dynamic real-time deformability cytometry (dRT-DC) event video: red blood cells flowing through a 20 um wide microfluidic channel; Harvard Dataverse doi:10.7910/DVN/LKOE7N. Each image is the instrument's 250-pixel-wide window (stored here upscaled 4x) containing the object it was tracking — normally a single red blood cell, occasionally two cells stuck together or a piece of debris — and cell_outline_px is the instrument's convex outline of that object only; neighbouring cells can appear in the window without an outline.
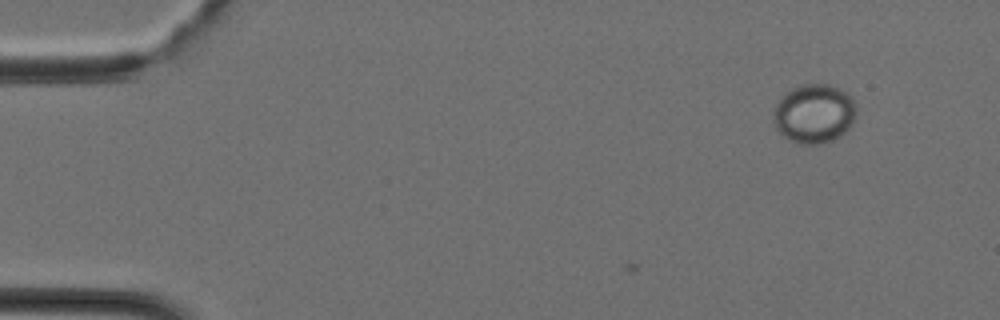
{"species": "Egyptian fruit bat (a non-hibernating species)", "species_latin": "Rousettus aegyptiacus", "temperature_condition": "cold", "stored_images_in_passage": 37, "camera_frame_rate_fps": 3000, "um_per_image_px": 0.085, "animal": {"sex": "female"}, "frame": {"image": 1, "passage_image": 1, "time_ms": 0.0, "image_size_px": [1000, 320], "cell_outline_px": [[856, 120], [844, 132], [832, 140], [816, 144], [800, 144], [784, 136], [776, 128], [772, 120], [776, 104], [792, 88], [804, 84], [828, 84], [840, 88], [848, 92], [852, 96], [856, 108]], "centroid_in_image_um": [69.23, 9.64], "position_along_channel_um": 15.8, "area_um2": 28.5}}
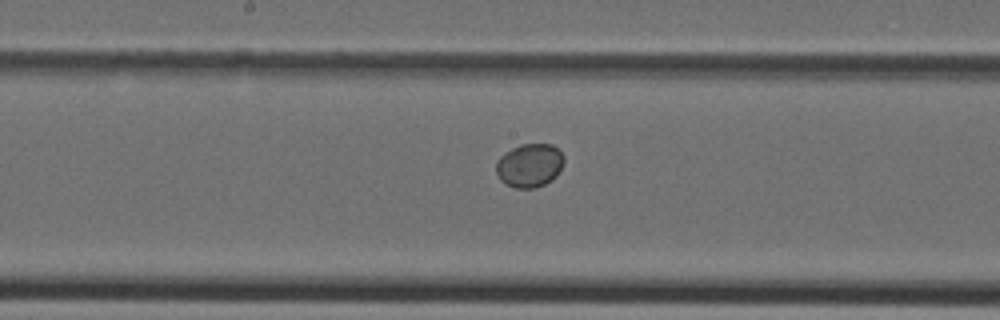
{"frame": {"image": 2, "passage_image": 18, "time_ms": 5.667, "image_size_px": [1000, 320], "cell_outline_px": [[564, 160], [560, 172], [552, 180], [536, 188], [516, 188], [504, 184], [500, 180], [496, 172], [496, 160], [504, 152], [520, 144], [552, 144], [564, 156]], "centroid_in_image_um": [44.99, 14.06], "position_along_channel_um": 203.2, "area_um2": 17.46}}
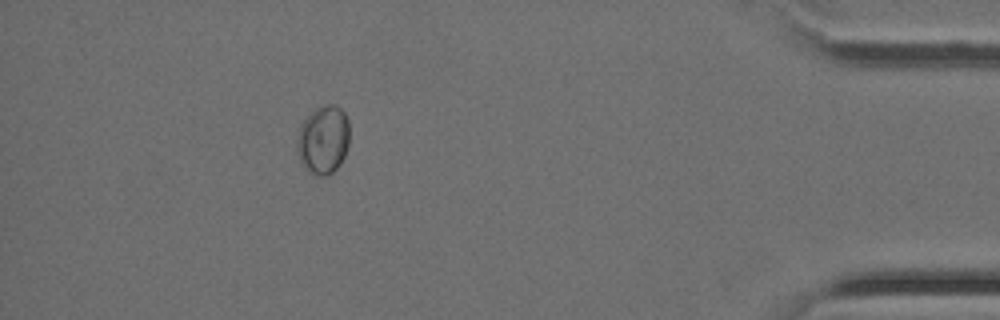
{"frame": {"image": 3, "passage_image": 33, "time_ms": 10.667, "image_size_px": [1000, 320], "cell_outline_px": [[348, 144], [344, 156], [340, 164], [328, 176], [312, 176], [304, 168], [296, 152], [296, 140], [300, 124], [312, 108], [328, 104], [336, 104], [344, 112], [348, 120]], "centroid_in_image_um": [27.43, 11.88], "position_along_channel_um": 407.8, "area_um2": 21.5}}